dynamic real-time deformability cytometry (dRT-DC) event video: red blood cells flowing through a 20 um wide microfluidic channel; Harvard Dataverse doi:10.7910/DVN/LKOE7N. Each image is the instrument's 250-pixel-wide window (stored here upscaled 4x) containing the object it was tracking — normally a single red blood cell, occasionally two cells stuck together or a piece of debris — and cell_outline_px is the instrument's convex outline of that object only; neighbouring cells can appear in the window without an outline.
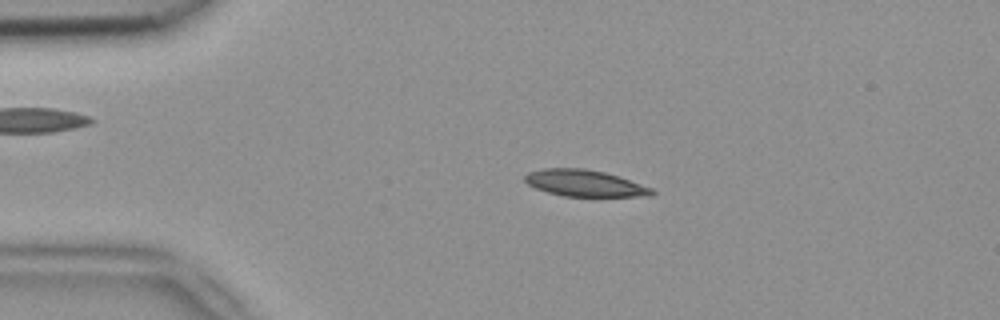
{"species": "common noctule bat (a hibernating species)", "species_latin": "Nyctalus noctula", "temperature_condition": "room temperature", "stored_images_in_passage": 5, "camera_frame_rate_fps": 3000, "um_per_image_px": 0.085, "animal": {"sex": "female", "body_mass_g": 18.4}, "frame": {"image": 1, "passage_image": 4, "time_ms": 1.0, "image_size_px": [1000, 320], "cell_outline_px": [[656, 192], [652, 196], [564, 196], [548, 192], [536, 188], [528, 184], [524, 180], [524, 176], [528, 172], [544, 168], [584, 168], [604, 172], [652, 188]], "centroid_in_image_um": [49.67, 15.57], "position_along_channel_um": 35.3, "area_um2": 19.42}}